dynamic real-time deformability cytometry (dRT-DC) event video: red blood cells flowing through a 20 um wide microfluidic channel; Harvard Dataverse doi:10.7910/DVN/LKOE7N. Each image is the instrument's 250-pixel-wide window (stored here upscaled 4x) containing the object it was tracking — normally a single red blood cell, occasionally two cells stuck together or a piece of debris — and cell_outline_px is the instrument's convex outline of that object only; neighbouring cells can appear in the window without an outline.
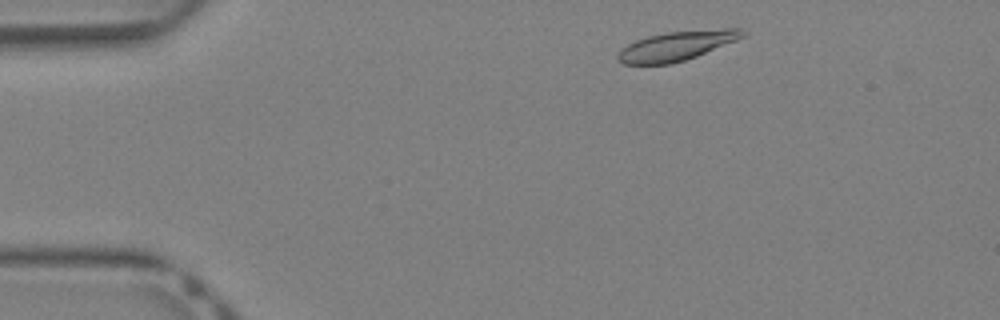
{"species": "Egyptian fruit bat (a non-hibernating species)", "species_latin": "Rousettus aegyptiacus", "temperature_condition": "warm", "stored_images_in_passage": 37, "camera_frame_rate_fps": 3000, "um_per_image_px": 0.085, "animal": {"sex": "female"}, "frame": {"image": 1, "passage_image": 3, "time_ms": 0.667, "image_size_px": [1000, 320], "cell_outline_px": [[744, 36], [736, 40], [696, 56], [684, 60], [668, 64], [624, 64], [616, 60], [616, 56], [628, 44], [636, 40], [648, 36], [668, 32], [724, 28], [740, 28], [744, 32]], "centroid_in_image_um": [57.49, 3.89], "position_along_channel_um": 27.5, "area_um2": 20.98}}
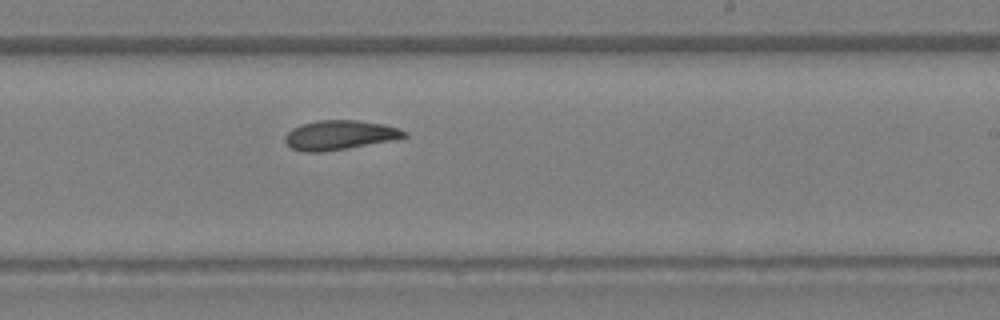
{"frame": {"image": 2, "passage_image": 21, "time_ms": 6.667, "image_size_px": [1000, 320], "cell_outline_px": [[408, 136], [392, 140], [348, 148], [320, 152], [300, 152], [292, 148], [284, 140], [284, 136], [292, 128], [300, 124], [316, 120], [356, 120], [384, 124], [400, 128], [408, 132]], "centroid_in_image_um": [28.86, 11.47], "position_along_channel_um": 260.1, "area_um2": 20.58}}
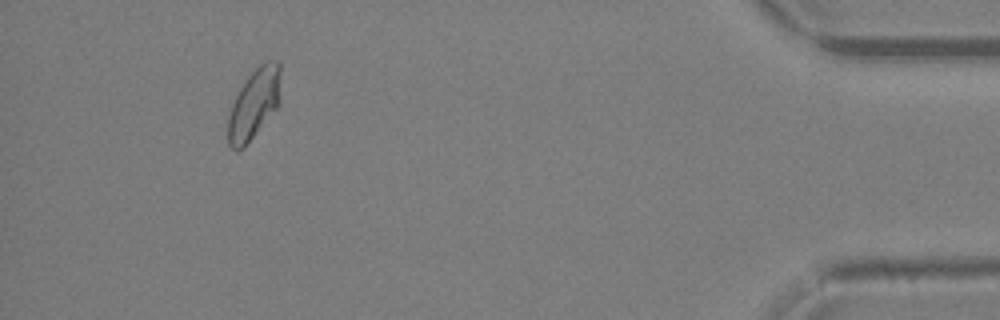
{"frame": {"image": 3, "passage_image": 34, "time_ms": 11.0, "image_size_px": [1000, 320], "cell_outline_px": [[280, 104], [244, 148], [236, 152], [228, 144], [228, 116], [232, 104], [240, 88], [248, 76], [264, 60], [276, 60], [280, 64]], "centroid_in_image_um": [21.6, 8.83], "position_along_channel_um": 413.6, "area_um2": 21.68}}